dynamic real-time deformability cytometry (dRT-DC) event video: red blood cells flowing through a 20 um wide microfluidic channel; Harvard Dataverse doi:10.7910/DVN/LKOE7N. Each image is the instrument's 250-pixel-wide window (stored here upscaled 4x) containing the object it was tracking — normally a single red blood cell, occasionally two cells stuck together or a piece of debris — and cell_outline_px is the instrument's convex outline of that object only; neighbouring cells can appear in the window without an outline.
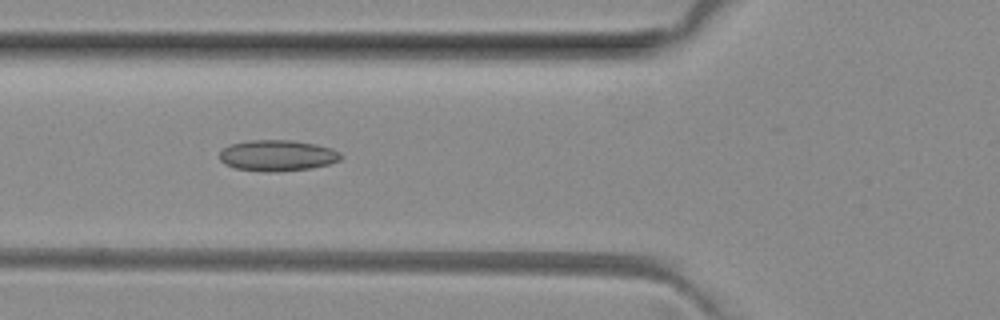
{"species": "common noctule bat (a hibernating species)", "species_latin": "Nyctalus noctula", "temperature_condition": "room temperature", "stored_images_in_passage": 52, "camera_frame_rate_fps": 3000, "um_per_image_px": 0.085, "animal": {"sex": "female", "body_mass_g": 29.2, "forearm_length_mm": 56.3}, "frame": {"image": 1, "passage_image": 19, "time_ms": 6.0, "image_size_px": [1000, 320], "cell_outline_px": [[344, 156], [340, 160], [328, 164], [312, 168], [276, 172], [268, 172], [236, 168], [224, 164], [220, 160], [220, 152], [228, 144], [248, 140], [292, 140], [316, 144], [332, 148], [340, 152]], "centroid_in_image_um": [23.59, 13.21], "position_along_channel_um": 102.2, "area_um2": 22.14}}
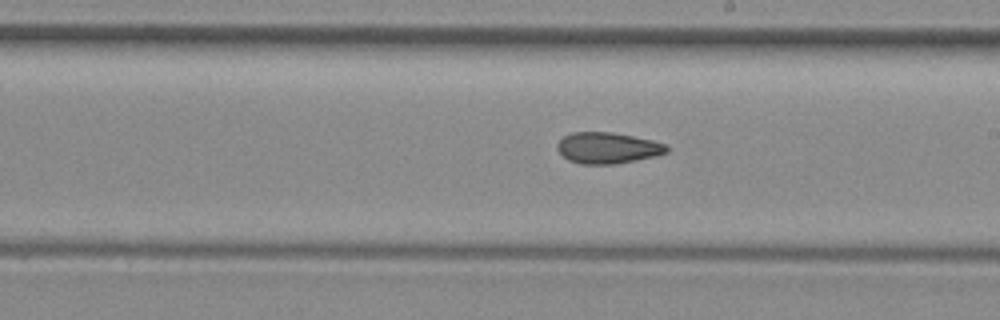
{"frame": {"image": 2, "passage_image": 29, "time_ms": 9.333, "image_size_px": [1000, 320], "cell_outline_px": [[668, 152], [656, 156], [616, 164], [580, 164], [568, 160], [556, 148], [556, 144], [564, 136], [572, 132], [612, 132], [652, 140], [664, 144], [668, 148]], "centroid_in_image_um": [51.63, 12.58], "position_along_channel_um": 237.4, "area_um2": 19.83}}
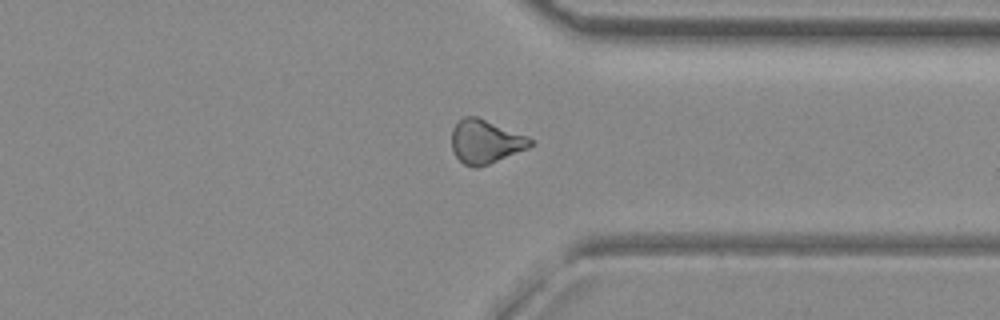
{"frame": {"image": 3, "passage_image": 39, "time_ms": 12.667, "image_size_px": [1000, 320], "cell_outline_px": [[532, 144], [528, 148], [488, 164], [476, 168], [464, 164], [456, 156], [452, 148], [452, 128], [464, 116], [476, 116], [528, 136], [532, 140]], "centroid_in_image_um": [41.25, 12.03], "position_along_channel_um": 370.1, "area_um2": 19.77}, "authors_computed_cell_mechanics": {"area_um2": 20.3167, "velocity_mm_per_s": 4.0468, "shape_relaxation_time_tau1_ms": null, "shape_relaxation_time_tau2_ms": 3.5581, "deformation_change_tau1": null, "deformation_change_tau2": 0.1075}}